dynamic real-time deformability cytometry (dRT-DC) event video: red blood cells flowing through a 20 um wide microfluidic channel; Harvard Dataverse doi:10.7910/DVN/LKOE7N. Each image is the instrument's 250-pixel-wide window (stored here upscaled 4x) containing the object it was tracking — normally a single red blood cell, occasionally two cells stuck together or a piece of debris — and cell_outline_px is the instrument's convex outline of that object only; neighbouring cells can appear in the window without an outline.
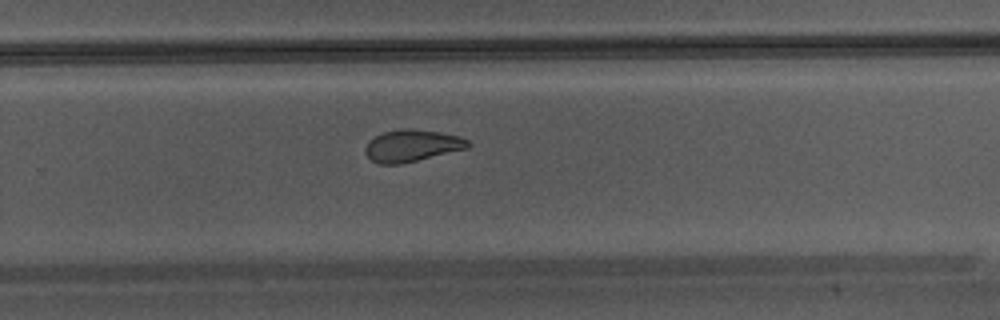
{"species": "Egyptian fruit bat (a non-hibernating species)", "species_latin": "Rousettus aegyptiacus", "temperature_condition": "warm", "stored_images_in_passage": 25, "camera_frame_rate_fps": 3000, "um_per_image_px": 0.085, "animal": {"sex": "male"}, "frame": {"image": 1, "passage_image": 18, "time_ms": 5.667, "image_size_px": [1000, 320], "cell_outline_px": [[472, 144], [468, 148], [400, 164], [380, 164], [372, 160], [364, 152], [364, 148], [368, 140], [384, 132], [400, 128], [408, 128], [440, 132], [460, 136], [468, 140]], "centroid_in_image_um": [35.01, 12.37], "position_along_channel_um": 294.8, "area_um2": 19.13}}